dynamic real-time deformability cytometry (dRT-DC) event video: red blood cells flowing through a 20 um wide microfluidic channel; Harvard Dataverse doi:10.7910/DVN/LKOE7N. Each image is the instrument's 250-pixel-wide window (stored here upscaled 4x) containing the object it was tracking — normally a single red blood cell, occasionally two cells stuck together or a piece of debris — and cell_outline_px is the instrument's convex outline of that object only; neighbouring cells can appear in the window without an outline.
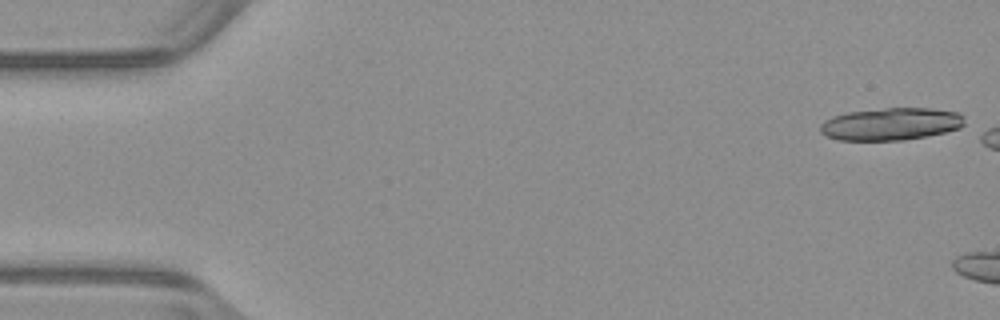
{"species": "common noctule bat (a hibernating species)", "species_latin": "Nyctalus noctula", "temperature_condition": "warm", "stored_images_in_passage": 5, "camera_frame_rate_fps": 3000, "um_per_image_px": 0.085, "animal": {"sex": "male", "body_mass_g": 23.1, "forearm_length_mm": 52.7}, "frame": {"image": 1, "passage_image": 1, "time_ms": 0.0, "image_size_px": [1000, 320], "cell_outline_px": [[964, 124], [960, 128], [944, 132], [904, 140], [840, 140], [824, 136], [820, 132], [820, 124], [824, 120], [832, 116], [848, 112], [884, 108], [932, 108], [960, 112], [964, 116]], "centroid_in_image_um": [75.72, 10.53], "position_along_channel_um": 9.3, "area_um2": 27.4}}